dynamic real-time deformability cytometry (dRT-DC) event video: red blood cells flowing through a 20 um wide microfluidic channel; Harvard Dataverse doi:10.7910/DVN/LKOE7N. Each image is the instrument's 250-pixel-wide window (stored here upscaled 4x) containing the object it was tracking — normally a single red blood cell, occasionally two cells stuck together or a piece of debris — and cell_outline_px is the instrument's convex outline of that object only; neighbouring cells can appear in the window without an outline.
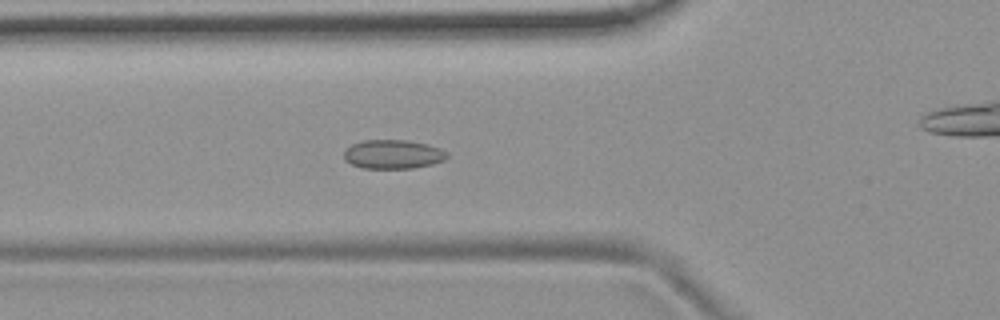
{"species": "common noctule bat (a hibernating species)", "species_latin": "Nyctalus noctula", "temperature_condition": "room temperature", "stored_images_in_passage": 56, "camera_frame_rate_fps": 3000, "um_per_image_px": 0.085, "animal": {"sex": "female", "body_mass_g": 19.9}, "frame": {"image": 1, "passage_image": 20, "time_ms": 6.333, "image_size_px": [1000, 320], "cell_outline_px": [[448, 156], [444, 160], [432, 164], [412, 168], [360, 168], [344, 160], [344, 152], [352, 144], [364, 140], [408, 140], [428, 144], [440, 148], [448, 152]], "centroid_in_image_um": [33.42, 13.11], "position_along_channel_um": 92.4, "area_um2": 17.46}}
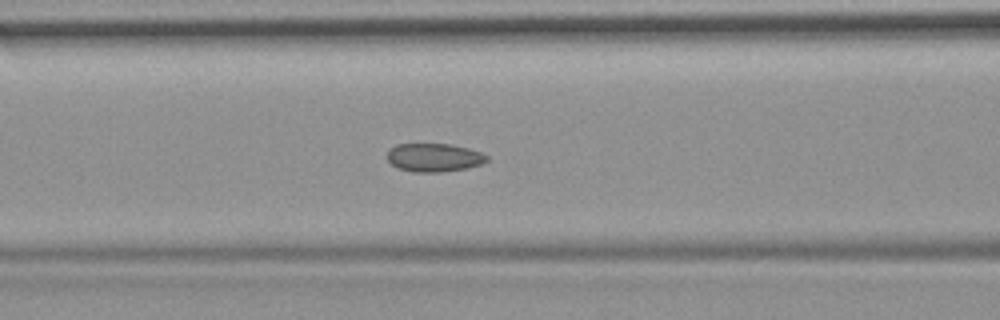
{"frame": {"image": 2, "passage_image": 23, "time_ms": 7.333, "image_size_px": [1000, 320], "cell_outline_px": [[488, 160], [480, 164], [468, 168], [440, 172], [412, 172], [400, 168], [392, 164], [388, 160], [388, 152], [396, 144], [452, 144], [468, 148], [480, 152], [488, 156]], "centroid_in_image_um": [36.92, 13.39], "position_along_channel_um": 129.7, "area_um2": 16.36}}
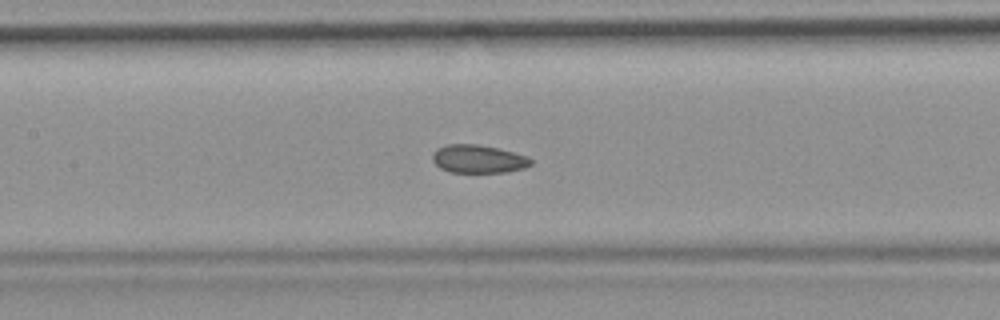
{"frame": {"image": 3, "passage_image": 26, "time_ms": 8.333, "image_size_px": [1000, 320], "cell_outline_px": [[532, 164], [524, 168], [508, 172], [448, 172], [440, 168], [432, 160], [432, 152], [436, 148], [448, 144], [476, 144], [500, 148], [528, 156], [532, 160]], "centroid_in_image_um": [40.65, 13.5], "position_along_channel_um": 166.7, "area_um2": 16.36}, "authors_computed_cell_mechanics": {"area_um2": 17.34, "velocity_mm_per_s": 3.7091, "shape_relaxation_time_tau1_ms": null, "shape_relaxation_time_tau2_ms": 2.9171, "deformation_change_tau1": null, "deformation_change_tau2": 0.0606}}